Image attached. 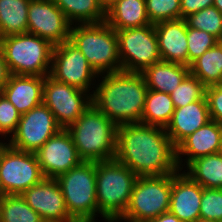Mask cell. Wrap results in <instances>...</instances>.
Here are the masks:
<instances>
[{"label": "cell", "instance_id": "obj_1", "mask_svg": "<svg viewBox=\"0 0 222 222\" xmlns=\"http://www.w3.org/2000/svg\"><path fill=\"white\" fill-rule=\"evenodd\" d=\"M115 159L138 177L174 174L179 170L176 147L165 128L140 122L117 126Z\"/></svg>", "mask_w": 222, "mask_h": 222}, {"label": "cell", "instance_id": "obj_2", "mask_svg": "<svg viewBox=\"0 0 222 222\" xmlns=\"http://www.w3.org/2000/svg\"><path fill=\"white\" fill-rule=\"evenodd\" d=\"M93 89L92 104L116 126L141 122L148 87L141 73L101 74Z\"/></svg>", "mask_w": 222, "mask_h": 222}, {"label": "cell", "instance_id": "obj_3", "mask_svg": "<svg viewBox=\"0 0 222 222\" xmlns=\"http://www.w3.org/2000/svg\"><path fill=\"white\" fill-rule=\"evenodd\" d=\"M66 130L82 161L115 159L117 126L93 104Z\"/></svg>", "mask_w": 222, "mask_h": 222}, {"label": "cell", "instance_id": "obj_4", "mask_svg": "<svg viewBox=\"0 0 222 222\" xmlns=\"http://www.w3.org/2000/svg\"><path fill=\"white\" fill-rule=\"evenodd\" d=\"M138 176L116 159L96 162L98 215L117 221L125 212Z\"/></svg>", "mask_w": 222, "mask_h": 222}, {"label": "cell", "instance_id": "obj_5", "mask_svg": "<svg viewBox=\"0 0 222 222\" xmlns=\"http://www.w3.org/2000/svg\"><path fill=\"white\" fill-rule=\"evenodd\" d=\"M69 41L82 52L97 75L122 71L116 31L105 21L71 25Z\"/></svg>", "mask_w": 222, "mask_h": 222}, {"label": "cell", "instance_id": "obj_6", "mask_svg": "<svg viewBox=\"0 0 222 222\" xmlns=\"http://www.w3.org/2000/svg\"><path fill=\"white\" fill-rule=\"evenodd\" d=\"M10 74L46 77L50 75L53 45L30 33L0 38Z\"/></svg>", "mask_w": 222, "mask_h": 222}, {"label": "cell", "instance_id": "obj_7", "mask_svg": "<svg viewBox=\"0 0 222 222\" xmlns=\"http://www.w3.org/2000/svg\"><path fill=\"white\" fill-rule=\"evenodd\" d=\"M69 215L76 222H96V162L82 161L56 178ZM97 216V217H96Z\"/></svg>", "mask_w": 222, "mask_h": 222}, {"label": "cell", "instance_id": "obj_8", "mask_svg": "<svg viewBox=\"0 0 222 222\" xmlns=\"http://www.w3.org/2000/svg\"><path fill=\"white\" fill-rule=\"evenodd\" d=\"M172 174L138 177L124 214L111 222H146L169 211Z\"/></svg>", "mask_w": 222, "mask_h": 222}, {"label": "cell", "instance_id": "obj_9", "mask_svg": "<svg viewBox=\"0 0 222 222\" xmlns=\"http://www.w3.org/2000/svg\"><path fill=\"white\" fill-rule=\"evenodd\" d=\"M115 31L122 71L142 73L162 61L154 24Z\"/></svg>", "mask_w": 222, "mask_h": 222}, {"label": "cell", "instance_id": "obj_10", "mask_svg": "<svg viewBox=\"0 0 222 222\" xmlns=\"http://www.w3.org/2000/svg\"><path fill=\"white\" fill-rule=\"evenodd\" d=\"M44 178L35 153L7 144L0 154V183L6 195H22Z\"/></svg>", "mask_w": 222, "mask_h": 222}, {"label": "cell", "instance_id": "obj_11", "mask_svg": "<svg viewBox=\"0 0 222 222\" xmlns=\"http://www.w3.org/2000/svg\"><path fill=\"white\" fill-rule=\"evenodd\" d=\"M50 76L56 81L66 83L91 95L93 91L90 92V90L95 88L93 85L97 83L96 79H99L86 57L69 40L53 47Z\"/></svg>", "mask_w": 222, "mask_h": 222}, {"label": "cell", "instance_id": "obj_12", "mask_svg": "<svg viewBox=\"0 0 222 222\" xmlns=\"http://www.w3.org/2000/svg\"><path fill=\"white\" fill-rule=\"evenodd\" d=\"M43 104L52 111L59 126L67 129L92 104V95L47 75L44 79Z\"/></svg>", "mask_w": 222, "mask_h": 222}, {"label": "cell", "instance_id": "obj_13", "mask_svg": "<svg viewBox=\"0 0 222 222\" xmlns=\"http://www.w3.org/2000/svg\"><path fill=\"white\" fill-rule=\"evenodd\" d=\"M61 129L52 111L42 103L21 114L17 130L7 140L9 139L8 144L15 149L36 153Z\"/></svg>", "mask_w": 222, "mask_h": 222}, {"label": "cell", "instance_id": "obj_14", "mask_svg": "<svg viewBox=\"0 0 222 222\" xmlns=\"http://www.w3.org/2000/svg\"><path fill=\"white\" fill-rule=\"evenodd\" d=\"M27 33L48 40L53 46L69 40L71 24L54 0H30Z\"/></svg>", "mask_w": 222, "mask_h": 222}, {"label": "cell", "instance_id": "obj_15", "mask_svg": "<svg viewBox=\"0 0 222 222\" xmlns=\"http://www.w3.org/2000/svg\"><path fill=\"white\" fill-rule=\"evenodd\" d=\"M35 154L45 178L56 179L82 162L66 129L48 139Z\"/></svg>", "mask_w": 222, "mask_h": 222}, {"label": "cell", "instance_id": "obj_16", "mask_svg": "<svg viewBox=\"0 0 222 222\" xmlns=\"http://www.w3.org/2000/svg\"><path fill=\"white\" fill-rule=\"evenodd\" d=\"M22 197L44 222H76L68 213L56 179L44 178L27 189Z\"/></svg>", "mask_w": 222, "mask_h": 222}, {"label": "cell", "instance_id": "obj_17", "mask_svg": "<svg viewBox=\"0 0 222 222\" xmlns=\"http://www.w3.org/2000/svg\"><path fill=\"white\" fill-rule=\"evenodd\" d=\"M222 151V125L210 120L194 133L188 135L176 146V163L183 170L196 158ZM185 156V159L182 157ZM185 162H184V161ZM184 162V164H183Z\"/></svg>", "mask_w": 222, "mask_h": 222}, {"label": "cell", "instance_id": "obj_18", "mask_svg": "<svg viewBox=\"0 0 222 222\" xmlns=\"http://www.w3.org/2000/svg\"><path fill=\"white\" fill-rule=\"evenodd\" d=\"M182 172V173H181ZM203 187L184 171L172 174L169 212L183 222H196L200 218Z\"/></svg>", "mask_w": 222, "mask_h": 222}, {"label": "cell", "instance_id": "obj_19", "mask_svg": "<svg viewBox=\"0 0 222 222\" xmlns=\"http://www.w3.org/2000/svg\"><path fill=\"white\" fill-rule=\"evenodd\" d=\"M162 61L188 66L187 22L185 19L154 24Z\"/></svg>", "mask_w": 222, "mask_h": 222}, {"label": "cell", "instance_id": "obj_20", "mask_svg": "<svg viewBox=\"0 0 222 222\" xmlns=\"http://www.w3.org/2000/svg\"><path fill=\"white\" fill-rule=\"evenodd\" d=\"M211 120L206 96L184 107L175 108L165 130L176 147L184 138Z\"/></svg>", "mask_w": 222, "mask_h": 222}, {"label": "cell", "instance_id": "obj_21", "mask_svg": "<svg viewBox=\"0 0 222 222\" xmlns=\"http://www.w3.org/2000/svg\"><path fill=\"white\" fill-rule=\"evenodd\" d=\"M45 77L11 74L2 89L3 95L24 114L43 103Z\"/></svg>", "mask_w": 222, "mask_h": 222}, {"label": "cell", "instance_id": "obj_22", "mask_svg": "<svg viewBox=\"0 0 222 222\" xmlns=\"http://www.w3.org/2000/svg\"><path fill=\"white\" fill-rule=\"evenodd\" d=\"M189 73V66L160 61L141 74L148 89L171 94Z\"/></svg>", "mask_w": 222, "mask_h": 222}, {"label": "cell", "instance_id": "obj_23", "mask_svg": "<svg viewBox=\"0 0 222 222\" xmlns=\"http://www.w3.org/2000/svg\"><path fill=\"white\" fill-rule=\"evenodd\" d=\"M105 22L115 30L149 25L146 0H118L106 11Z\"/></svg>", "mask_w": 222, "mask_h": 222}, {"label": "cell", "instance_id": "obj_24", "mask_svg": "<svg viewBox=\"0 0 222 222\" xmlns=\"http://www.w3.org/2000/svg\"><path fill=\"white\" fill-rule=\"evenodd\" d=\"M185 168L184 173L203 188L222 189V151L196 158Z\"/></svg>", "mask_w": 222, "mask_h": 222}, {"label": "cell", "instance_id": "obj_25", "mask_svg": "<svg viewBox=\"0 0 222 222\" xmlns=\"http://www.w3.org/2000/svg\"><path fill=\"white\" fill-rule=\"evenodd\" d=\"M71 25L96 24L106 20V11L98 0H54Z\"/></svg>", "mask_w": 222, "mask_h": 222}, {"label": "cell", "instance_id": "obj_26", "mask_svg": "<svg viewBox=\"0 0 222 222\" xmlns=\"http://www.w3.org/2000/svg\"><path fill=\"white\" fill-rule=\"evenodd\" d=\"M30 0H0V38L27 33Z\"/></svg>", "mask_w": 222, "mask_h": 222}, {"label": "cell", "instance_id": "obj_27", "mask_svg": "<svg viewBox=\"0 0 222 222\" xmlns=\"http://www.w3.org/2000/svg\"><path fill=\"white\" fill-rule=\"evenodd\" d=\"M174 109L170 94L148 89L140 123L166 128Z\"/></svg>", "mask_w": 222, "mask_h": 222}, {"label": "cell", "instance_id": "obj_28", "mask_svg": "<svg viewBox=\"0 0 222 222\" xmlns=\"http://www.w3.org/2000/svg\"><path fill=\"white\" fill-rule=\"evenodd\" d=\"M189 71L206 87L222 84V45L217 43L194 60Z\"/></svg>", "mask_w": 222, "mask_h": 222}, {"label": "cell", "instance_id": "obj_29", "mask_svg": "<svg viewBox=\"0 0 222 222\" xmlns=\"http://www.w3.org/2000/svg\"><path fill=\"white\" fill-rule=\"evenodd\" d=\"M0 222H44L22 195H5L0 199Z\"/></svg>", "mask_w": 222, "mask_h": 222}, {"label": "cell", "instance_id": "obj_30", "mask_svg": "<svg viewBox=\"0 0 222 222\" xmlns=\"http://www.w3.org/2000/svg\"><path fill=\"white\" fill-rule=\"evenodd\" d=\"M170 95L174 108H180L202 100L206 96V86L189 73Z\"/></svg>", "mask_w": 222, "mask_h": 222}, {"label": "cell", "instance_id": "obj_31", "mask_svg": "<svg viewBox=\"0 0 222 222\" xmlns=\"http://www.w3.org/2000/svg\"><path fill=\"white\" fill-rule=\"evenodd\" d=\"M191 28L205 31L219 39L222 29V13L213 5L185 18Z\"/></svg>", "mask_w": 222, "mask_h": 222}, {"label": "cell", "instance_id": "obj_32", "mask_svg": "<svg viewBox=\"0 0 222 222\" xmlns=\"http://www.w3.org/2000/svg\"><path fill=\"white\" fill-rule=\"evenodd\" d=\"M146 13L151 24L180 19V0H146Z\"/></svg>", "mask_w": 222, "mask_h": 222}, {"label": "cell", "instance_id": "obj_33", "mask_svg": "<svg viewBox=\"0 0 222 222\" xmlns=\"http://www.w3.org/2000/svg\"><path fill=\"white\" fill-rule=\"evenodd\" d=\"M188 66L202 56L208 49L218 43V39L210 33L191 28L187 25Z\"/></svg>", "mask_w": 222, "mask_h": 222}, {"label": "cell", "instance_id": "obj_34", "mask_svg": "<svg viewBox=\"0 0 222 222\" xmlns=\"http://www.w3.org/2000/svg\"><path fill=\"white\" fill-rule=\"evenodd\" d=\"M200 218L222 222V189L203 188Z\"/></svg>", "mask_w": 222, "mask_h": 222}, {"label": "cell", "instance_id": "obj_35", "mask_svg": "<svg viewBox=\"0 0 222 222\" xmlns=\"http://www.w3.org/2000/svg\"><path fill=\"white\" fill-rule=\"evenodd\" d=\"M21 113L3 96L0 100V137H11L17 130Z\"/></svg>", "mask_w": 222, "mask_h": 222}, {"label": "cell", "instance_id": "obj_36", "mask_svg": "<svg viewBox=\"0 0 222 222\" xmlns=\"http://www.w3.org/2000/svg\"><path fill=\"white\" fill-rule=\"evenodd\" d=\"M206 99L211 120L222 125V84L206 87Z\"/></svg>", "mask_w": 222, "mask_h": 222}, {"label": "cell", "instance_id": "obj_37", "mask_svg": "<svg viewBox=\"0 0 222 222\" xmlns=\"http://www.w3.org/2000/svg\"><path fill=\"white\" fill-rule=\"evenodd\" d=\"M214 0H180L181 18L185 19L190 14L201 11L204 8L213 6Z\"/></svg>", "mask_w": 222, "mask_h": 222}, {"label": "cell", "instance_id": "obj_38", "mask_svg": "<svg viewBox=\"0 0 222 222\" xmlns=\"http://www.w3.org/2000/svg\"><path fill=\"white\" fill-rule=\"evenodd\" d=\"M10 72L5 61L3 49L0 46V89H3L10 77Z\"/></svg>", "mask_w": 222, "mask_h": 222}, {"label": "cell", "instance_id": "obj_39", "mask_svg": "<svg viewBox=\"0 0 222 222\" xmlns=\"http://www.w3.org/2000/svg\"><path fill=\"white\" fill-rule=\"evenodd\" d=\"M146 222H183V221L179 220L174 214L168 211Z\"/></svg>", "mask_w": 222, "mask_h": 222}, {"label": "cell", "instance_id": "obj_40", "mask_svg": "<svg viewBox=\"0 0 222 222\" xmlns=\"http://www.w3.org/2000/svg\"><path fill=\"white\" fill-rule=\"evenodd\" d=\"M102 8L107 11L112 5H114L118 0H98Z\"/></svg>", "mask_w": 222, "mask_h": 222}, {"label": "cell", "instance_id": "obj_41", "mask_svg": "<svg viewBox=\"0 0 222 222\" xmlns=\"http://www.w3.org/2000/svg\"><path fill=\"white\" fill-rule=\"evenodd\" d=\"M213 5L222 13V0H214Z\"/></svg>", "mask_w": 222, "mask_h": 222}, {"label": "cell", "instance_id": "obj_42", "mask_svg": "<svg viewBox=\"0 0 222 222\" xmlns=\"http://www.w3.org/2000/svg\"><path fill=\"white\" fill-rule=\"evenodd\" d=\"M7 142L8 141L4 142V140H2V139L0 140V154L2 153L3 149L7 146V144H8Z\"/></svg>", "mask_w": 222, "mask_h": 222}, {"label": "cell", "instance_id": "obj_43", "mask_svg": "<svg viewBox=\"0 0 222 222\" xmlns=\"http://www.w3.org/2000/svg\"><path fill=\"white\" fill-rule=\"evenodd\" d=\"M196 222H219V221L211 220V219L199 218Z\"/></svg>", "mask_w": 222, "mask_h": 222}, {"label": "cell", "instance_id": "obj_44", "mask_svg": "<svg viewBox=\"0 0 222 222\" xmlns=\"http://www.w3.org/2000/svg\"><path fill=\"white\" fill-rule=\"evenodd\" d=\"M6 194L4 193V190H3V188H2V186H1V183H0V199L3 197V196H5Z\"/></svg>", "mask_w": 222, "mask_h": 222}, {"label": "cell", "instance_id": "obj_45", "mask_svg": "<svg viewBox=\"0 0 222 222\" xmlns=\"http://www.w3.org/2000/svg\"><path fill=\"white\" fill-rule=\"evenodd\" d=\"M3 96H4V95H3L2 89H0V100H1V98H2Z\"/></svg>", "mask_w": 222, "mask_h": 222}, {"label": "cell", "instance_id": "obj_46", "mask_svg": "<svg viewBox=\"0 0 222 222\" xmlns=\"http://www.w3.org/2000/svg\"><path fill=\"white\" fill-rule=\"evenodd\" d=\"M219 39H222V29H221V33H220Z\"/></svg>", "mask_w": 222, "mask_h": 222}, {"label": "cell", "instance_id": "obj_47", "mask_svg": "<svg viewBox=\"0 0 222 222\" xmlns=\"http://www.w3.org/2000/svg\"><path fill=\"white\" fill-rule=\"evenodd\" d=\"M218 43L222 45V39H218Z\"/></svg>", "mask_w": 222, "mask_h": 222}]
</instances>
